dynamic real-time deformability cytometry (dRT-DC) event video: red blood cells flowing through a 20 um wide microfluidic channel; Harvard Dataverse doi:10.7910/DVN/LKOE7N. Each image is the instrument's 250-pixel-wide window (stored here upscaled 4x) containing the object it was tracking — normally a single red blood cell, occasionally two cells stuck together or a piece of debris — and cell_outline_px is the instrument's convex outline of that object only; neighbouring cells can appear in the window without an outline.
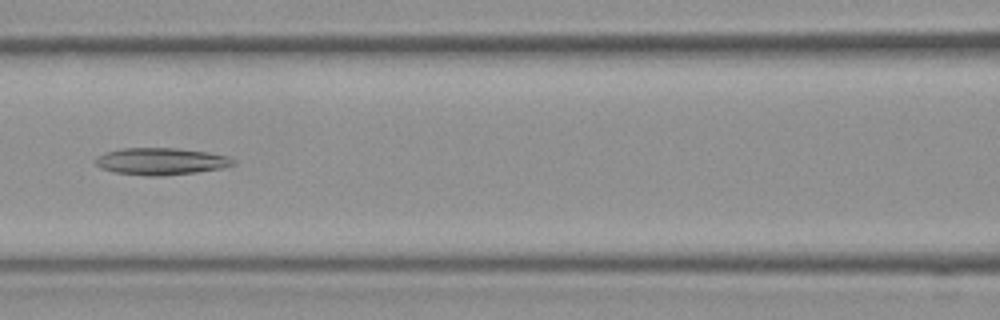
{"species": "Egyptian fruit bat (a non-hibernating species)", "species_latin": "Rousettus aegyptiacus", "temperature_condition": "room temperature", "stored_images_in_passage": 33, "camera_frame_rate_fps": 3000, "um_per_image_px": 0.085, "frame": {"image": 1, "passage_image": 15, "time_ms": 4.667, "image_size_px": [1000, 320], "cell_outline_px": [[236, 164], [220, 168], [196, 172], [164, 176], [144, 176], [112, 172], [100, 168], [92, 160], [96, 156], [108, 152], [124, 148], [176, 148], [208, 152], [228, 156], [236, 160]], "centroid_in_image_um": [13.66, 13.72], "position_along_channel_um": 152.9, "area_um2": 21.85}}
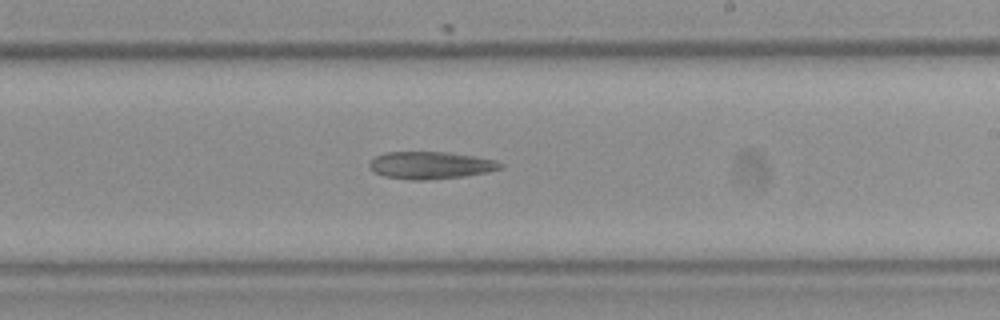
{"frame": {"image": 2, "passage_image": 20, "time_ms": 6.333, "image_size_px": [1000, 320], "cell_outline_px": [[504, 168], [488, 172], [464, 176], [424, 180], [408, 180], [384, 176], [372, 172], [368, 168], [368, 164], [376, 156], [384, 152], [448, 152], [476, 156], [496, 160], [504, 164]], "centroid_in_image_um": [36.6, 14.05], "position_along_channel_um": 252.4, "area_um2": 21.15}}
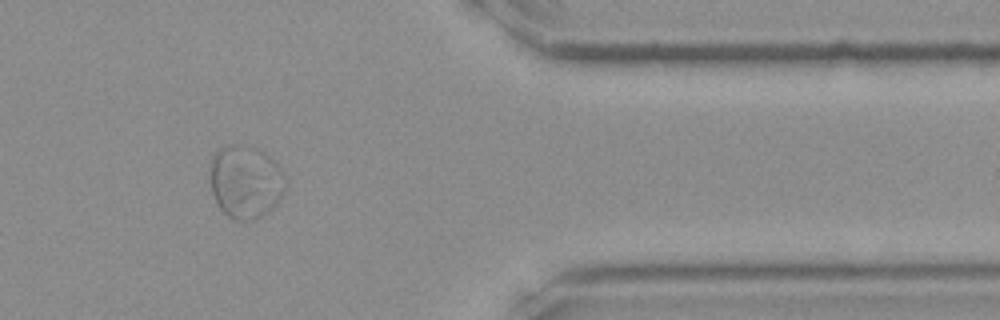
{"frame": {"image": 3, "passage_image": 28, "time_ms": 9.0, "image_size_px": [1000, 320], "cell_outline_px": [[288, 188], [280, 200], [268, 212], [256, 220], [232, 220], [220, 208], [212, 192], [208, 172], [208, 168], [212, 152], [220, 148], [232, 144], [240, 144], [260, 148], [276, 160], [280, 164], [288, 180]], "centroid_in_image_um": [20.91, 15.41], "position_along_channel_um": 390.5, "area_um2": 33.52}}